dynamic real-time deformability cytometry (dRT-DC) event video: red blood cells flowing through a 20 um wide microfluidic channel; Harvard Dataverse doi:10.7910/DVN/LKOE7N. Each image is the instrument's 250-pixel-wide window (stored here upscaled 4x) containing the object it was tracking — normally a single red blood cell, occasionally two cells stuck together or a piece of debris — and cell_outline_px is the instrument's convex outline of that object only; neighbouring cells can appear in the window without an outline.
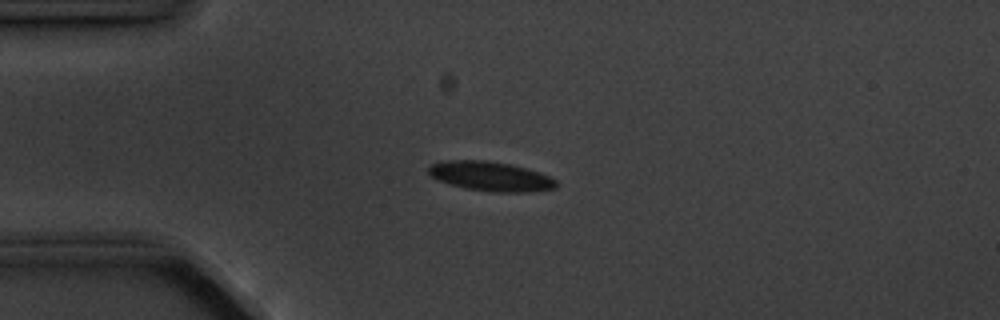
{"species": "common noctule bat (a hibernating species)", "species_latin": "Nyctalus noctula", "temperature_condition": "cold", "stored_images_in_passage": 15, "camera_frame_rate_fps": 3000, "um_per_image_px": 0.085, "animal": {"sex": "male", "body_mass_g": 20.1, "forearm_length_mm": 53.5}, "frame": {"image": 1, "passage_image": 4, "time_ms": 4.333, "image_size_px": [1000, 320], "cell_outline_px": [[560, 184], [556, 188], [532, 192], [492, 192], [464, 188], [440, 180], [432, 176], [428, 172], [428, 168], [432, 164], [444, 160], [488, 160], [528, 168], [540, 172], [556, 180]], "centroid_in_image_um": [41.76, 14.99], "position_along_channel_um": 43.2, "area_um2": 22.02}}
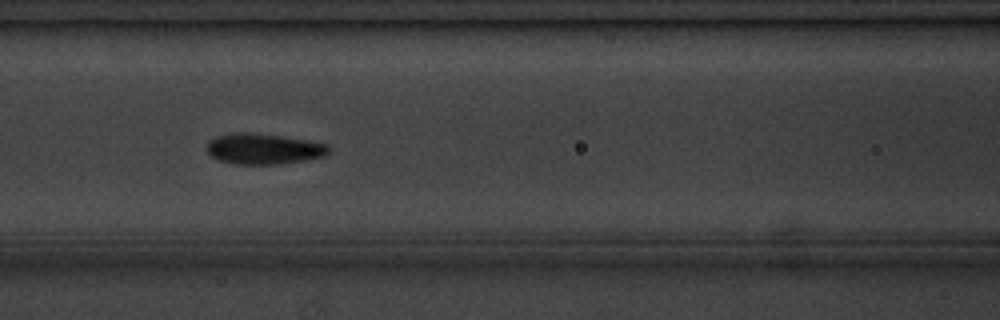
{"frame": {"image": 2, "passage_image": 7, "time_ms": 7.667, "image_size_px": [1000, 320], "cell_outline_px": [[332, 148], [324, 156], [304, 160], [276, 164], [232, 164], [216, 160], [208, 152], [208, 140], [216, 136], [232, 132], [244, 132], [280, 136], [308, 140], [328, 144]], "centroid_in_image_um": [22.39, 12.65], "position_along_channel_um": 144.2, "area_um2": 21.85}}
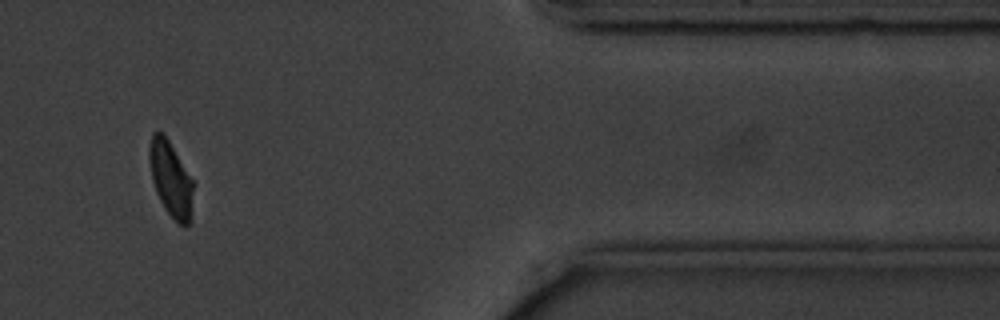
{"frame": {"image": 3, "passage_image": 13, "time_ms": 15.667, "image_size_px": [1000, 320], "cell_outline_px": [[192, 220], [188, 224], [180, 224], [164, 208], [156, 192], [152, 180], [148, 160], [148, 144], [152, 132], [160, 132], [168, 140], [192, 180]], "centroid_in_image_um": [14.47, 15.2], "position_along_channel_um": 396.9, "area_um2": 18.96}, "authors_computed_cell_mechanics": {"area_um2": 20.7502, "velocity_mm_per_s": 3.5854, "shape_relaxation_time_tau1_ms": 1.4196, "shape_relaxation_time_tau2_ms": null, "deformation_change_tau1": 0.0797, "deformation_change_tau2": null}}